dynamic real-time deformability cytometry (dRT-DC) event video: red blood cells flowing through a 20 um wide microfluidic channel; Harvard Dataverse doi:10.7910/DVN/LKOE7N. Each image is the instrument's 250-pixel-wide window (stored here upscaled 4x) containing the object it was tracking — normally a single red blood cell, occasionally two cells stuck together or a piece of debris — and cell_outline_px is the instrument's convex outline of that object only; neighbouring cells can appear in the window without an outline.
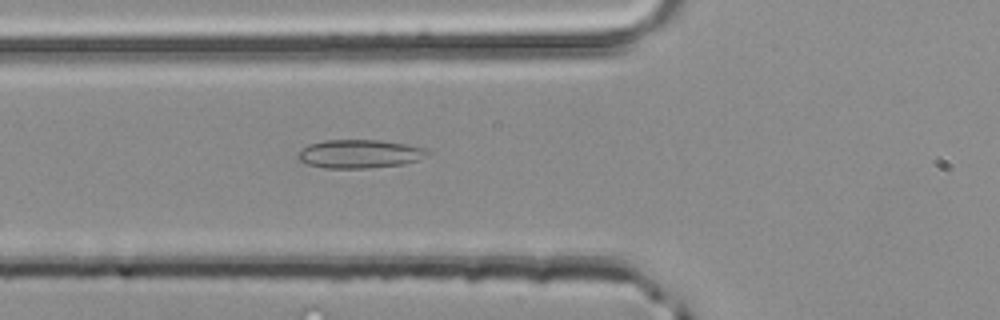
{"species": "common noctule bat (a hibernating species)", "species_latin": "Nyctalus noctula", "temperature_condition": "room temperature", "stored_images_in_passage": 31, "camera_frame_rate_fps": 3000, "um_per_image_px": 0.085, "animal": {"sex": "male", "body_mass_g": 20.4}, "frame": {"image": 1, "passage_image": 4, "time_ms": 1.0, "image_size_px": [1000, 320], "cell_outline_px": [[428, 152], [420, 160], [404, 164], [368, 168], [324, 168], [308, 164], [296, 160], [296, 152], [308, 144], [324, 140], [380, 140], [408, 144], [424, 148]], "centroid_in_image_um": [30.5, 13.08], "position_along_channel_um": 95.3, "area_um2": 21.73}}
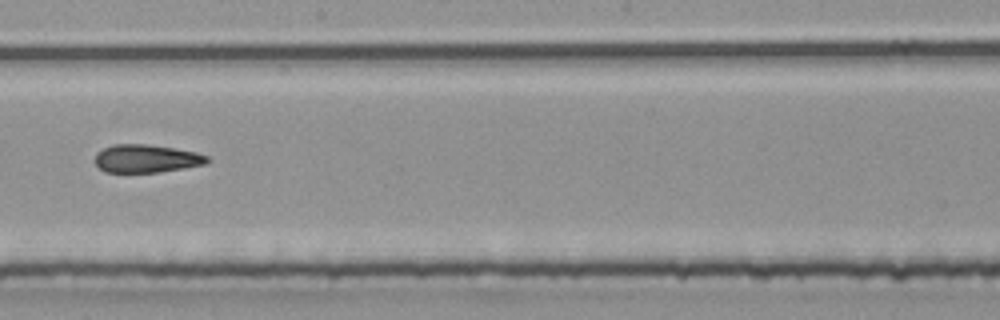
{"frame": {"image": 2, "passage_image": 14, "time_ms": 4.333, "image_size_px": [1000, 320], "cell_outline_px": [[212, 160], [204, 164], [156, 172], [104, 172], [96, 164], [96, 152], [112, 144], [148, 144], [196, 152], [208, 156]], "centroid_in_image_um": [12.42, 13.47], "position_along_channel_um": 235.8, "area_um2": 18.15}}
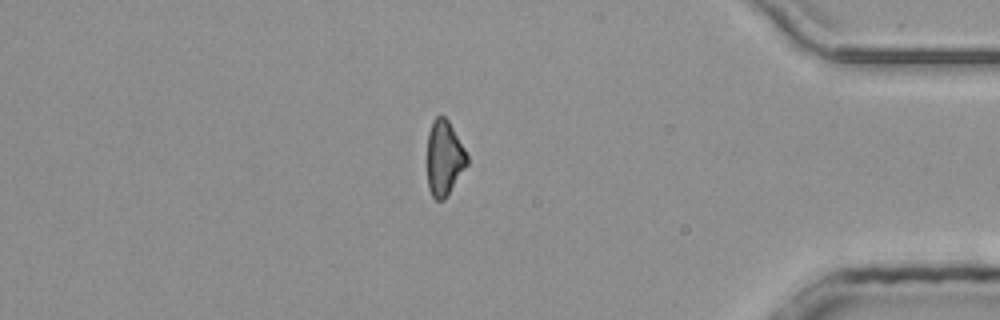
{"frame": {"image": 3, "passage_image": 28, "time_ms": 9.0, "image_size_px": [1000, 320], "cell_outline_px": [[468, 164], [444, 200], [436, 200], [432, 196], [428, 188], [428, 132], [432, 120], [436, 116], [444, 116], [448, 120], [464, 148], [468, 156]], "centroid_in_image_um": [37.76, 13.43], "position_along_channel_um": 397.4, "area_um2": 17.34}}